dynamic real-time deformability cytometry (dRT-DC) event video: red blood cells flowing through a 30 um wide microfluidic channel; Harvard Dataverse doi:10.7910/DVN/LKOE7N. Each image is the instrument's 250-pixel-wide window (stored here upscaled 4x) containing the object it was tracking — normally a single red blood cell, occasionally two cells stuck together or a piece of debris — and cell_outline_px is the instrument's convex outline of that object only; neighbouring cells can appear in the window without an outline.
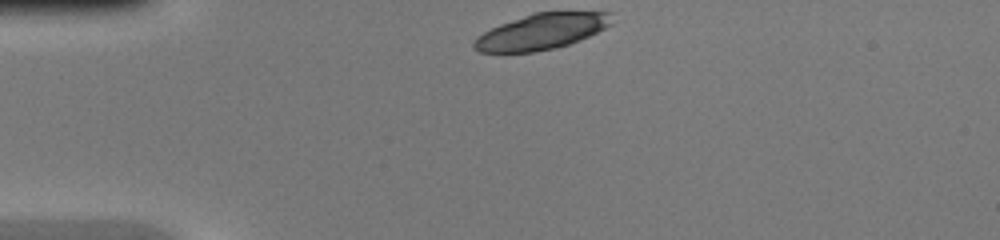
{"species": "common noctule bat (a hibernating species)", "species_latin": "Nyctalus noctula", "temperature_condition": "warm", "stored_images_in_passage": 36, "camera_frame_rate_fps": 3000, "um_per_image_px": 0.085, "animal": {"sex": "female", "body_mass_g": 20.0, "forearm_length_mm": 54.0}, "frame": {"image": 1, "passage_image": 1, "time_ms": 0.0, "image_size_px": [1000, 240], "cell_outline_px": [[612, 24], [580, 40], [556, 48], [536, 52], [480, 52], [472, 48], [472, 44], [476, 36], [500, 24], [532, 12], [612, 12]], "centroid_in_image_um": [46.01, 2.68], "position_along_channel_um": 39.0, "area_um2": 28.73}}